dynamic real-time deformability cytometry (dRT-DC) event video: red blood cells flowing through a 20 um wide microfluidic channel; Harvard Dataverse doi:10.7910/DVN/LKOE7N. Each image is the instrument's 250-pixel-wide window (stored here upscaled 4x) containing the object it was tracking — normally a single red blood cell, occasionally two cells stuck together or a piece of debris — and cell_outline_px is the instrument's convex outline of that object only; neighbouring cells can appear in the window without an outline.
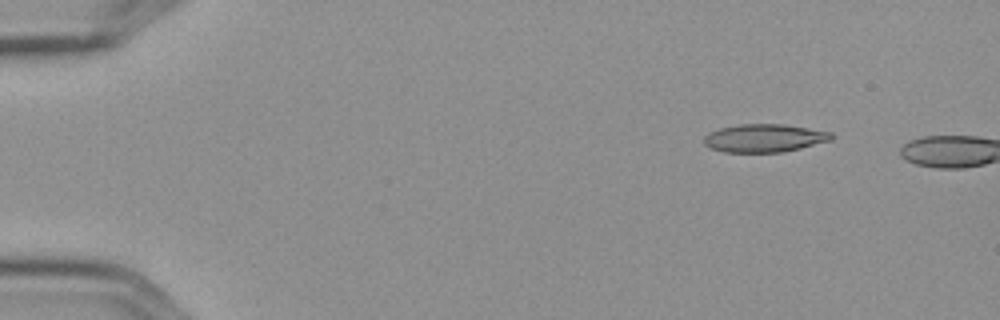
{"species": "Egyptian fruit bat (a non-hibernating species)", "species_latin": "Rousettus aegyptiacus", "temperature_condition": "cold", "stored_images_in_passage": 2, "camera_frame_rate_fps": 3000, "um_per_image_px": 0.085, "frame": {"image": 1, "passage_image": 1, "time_ms": 0.0, "image_size_px": [1000, 320], "cell_outline_px": [[832, 140], [784, 152], [724, 152], [712, 148], [704, 144], [704, 136], [708, 132], [720, 128], [740, 124], [784, 124], [832, 132]], "centroid_in_image_um": [64.96, 11.73], "position_along_channel_um": 20.0, "area_um2": 20.81}}